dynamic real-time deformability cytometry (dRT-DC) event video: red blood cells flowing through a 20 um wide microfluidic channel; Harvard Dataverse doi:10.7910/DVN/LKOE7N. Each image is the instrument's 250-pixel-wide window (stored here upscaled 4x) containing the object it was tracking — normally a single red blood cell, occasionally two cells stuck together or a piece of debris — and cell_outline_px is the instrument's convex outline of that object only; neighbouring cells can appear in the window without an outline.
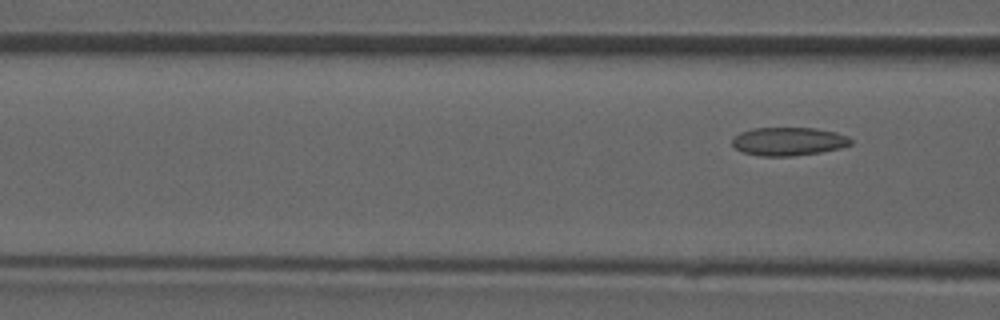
{"species": "common noctule bat (a hibernating species)", "species_latin": "Nyctalus noctula", "temperature_condition": "room temperature", "stored_images_in_passage": 7, "segment_of_instrument_passage": [2, 2], "camera_frame_rate_fps": 3000, "um_per_image_px": 0.085, "animal": {"sex": "male", "forearm_length_mm": 52.5}, "frame": {"image": 1, "passage_image": 7, "time_ms": 7.667, "image_size_px": [1000, 320], "cell_outline_px": [[852, 144], [840, 148], [820, 152], [792, 156], [760, 156], [740, 152], [732, 144], [732, 140], [740, 132], [752, 128], [816, 128], [836, 132], [848, 136], [852, 140]], "centroid_in_image_um": [67.02, 12.02], "position_along_channel_um": 99.6, "area_um2": 19.65}}